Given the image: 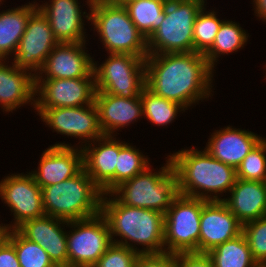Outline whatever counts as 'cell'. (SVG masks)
<instances>
[{"mask_svg":"<svg viewBox=\"0 0 266 267\" xmlns=\"http://www.w3.org/2000/svg\"><path fill=\"white\" fill-rule=\"evenodd\" d=\"M145 68L146 87L185 110L213 94L214 70L202 53L148 54Z\"/></svg>","mask_w":266,"mask_h":267,"instance_id":"obj_1","label":"cell"},{"mask_svg":"<svg viewBox=\"0 0 266 267\" xmlns=\"http://www.w3.org/2000/svg\"><path fill=\"white\" fill-rule=\"evenodd\" d=\"M100 213L107 220L112 243L126 246L139 254L165 253L164 214L161 212L125 205L109 193L102 196ZM113 236H119L120 240Z\"/></svg>","mask_w":266,"mask_h":267,"instance_id":"obj_2","label":"cell"},{"mask_svg":"<svg viewBox=\"0 0 266 267\" xmlns=\"http://www.w3.org/2000/svg\"><path fill=\"white\" fill-rule=\"evenodd\" d=\"M168 157L177 176L178 194L206 201H223L221 197L229 193L237 180L236 169L213 158L205 149L192 146Z\"/></svg>","mask_w":266,"mask_h":267,"instance_id":"obj_3","label":"cell"},{"mask_svg":"<svg viewBox=\"0 0 266 267\" xmlns=\"http://www.w3.org/2000/svg\"><path fill=\"white\" fill-rule=\"evenodd\" d=\"M90 22L107 53L147 57V40L116 0H87Z\"/></svg>","mask_w":266,"mask_h":267,"instance_id":"obj_4","label":"cell"},{"mask_svg":"<svg viewBox=\"0 0 266 267\" xmlns=\"http://www.w3.org/2000/svg\"><path fill=\"white\" fill-rule=\"evenodd\" d=\"M45 214L64 221L87 219L101 212L103 193L83 169L55 185L41 188Z\"/></svg>","mask_w":266,"mask_h":267,"instance_id":"obj_5","label":"cell"},{"mask_svg":"<svg viewBox=\"0 0 266 267\" xmlns=\"http://www.w3.org/2000/svg\"><path fill=\"white\" fill-rule=\"evenodd\" d=\"M166 159L167 163L157 171L149 166L123 182L112 193L125 205L165 214L178 195L177 176L170 158L167 156Z\"/></svg>","mask_w":266,"mask_h":267,"instance_id":"obj_6","label":"cell"},{"mask_svg":"<svg viewBox=\"0 0 266 267\" xmlns=\"http://www.w3.org/2000/svg\"><path fill=\"white\" fill-rule=\"evenodd\" d=\"M206 1H167L165 18L147 39L148 54L194 52V22Z\"/></svg>","mask_w":266,"mask_h":267,"instance_id":"obj_7","label":"cell"},{"mask_svg":"<svg viewBox=\"0 0 266 267\" xmlns=\"http://www.w3.org/2000/svg\"><path fill=\"white\" fill-rule=\"evenodd\" d=\"M107 55L108 58L99 65L94 61L96 93L138 97L146 87V57L119 53Z\"/></svg>","mask_w":266,"mask_h":267,"instance_id":"obj_8","label":"cell"},{"mask_svg":"<svg viewBox=\"0 0 266 267\" xmlns=\"http://www.w3.org/2000/svg\"><path fill=\"white\" fill-rule=\"evenodd\" d=\"M203 199L178 194L164 214L166 253H199Z\"/></svg>","mask_w":266,"mask_h":267,"instance_id":"obj_9","label":"cell"},{"mask_svg":"<svg viewBox=\"0 0 266 267\" xmlns=\"http://www.w3.org/2000/svg\"><path fill=\"white\" fill-rule=\"evenodd\" d=\"M67 226L68 267H93L112 244L107 220L99 213Z\"/></svg>","mask_w":266,"mask_h":267,"instance_id":"obj_10","label":"cell"},{"mask_svg":"<svg viewBox=\"0 0 266 267\" xmlns=\"http://www.w3.org/2000/svg\"><path fill=\"white\" fill-rule=\"evenodd\" d=\"M34 110L37 111L42 122L53 129V132L79 138L80 148L104 135L99 125L95 103L79 107L35 108Z\"/></svg>","mask_w":266,"mask_h":267,"instance_id":"obj_11","label":"cell"},{"mask_svg":"<svg viewBox=\"0 0 266 267\" xmlns=\"http://www.w3.org/2000/svg\"><path fill=\"white\" fill-rule=\"evenodd\" d=\"M26 173L8 174L0 181V199L8 205L14 216L13 223L5 224L9 230L16 229L26 220L46 215L41 187L30 171Z\"/></svg>","mask_w":266,"mask_h":267,"instance_id":"obj_12","label":"cell"},{"mask_svg":"<svg viewBox=\"0 0 266 267\" xmlns=\"http://www.w3.org/2000/svg\"><path fill=\"white\" fill-rule=\"evenodd\" d=\"M58 43L48 18L38 8L28 20L12 62L36 76Z\"/></svg>","mask_w":266,"mask_h":267,"instance_id":"obj_13","label":"cell"},{"mask_svg":"<svg viewBox=\"0 0 266 267\" xmlns=\"http://www.w3.org/2000/svg\"><path fill=\"white\" fill-rule=\"evenodd\" d=\"M95 93V78L35 79V108L87 106Z\"/></svg>","mask_w":266,"mask_h":267,"instance_id":"obj_14","label":"cell"},{"mask_svg":"<svg viewBox=\"0 0 266 267\" xmlns=\"http://www.w3.org/2000/svg\"><path fill=\"white\" fill-rule=\"evenodd\" d=\"M85 49L86 42L58 43L35 79L95 78L94 58Z\"/></svg>","mask_w":266,"mask_h":267,"instance_id":"obj_15","label":"cell"},{"mask_svg":"<svg viewBox=\"0 0 266 267\" xmlns=\"http://www.w3.org/2000/svg\"><path fill=\"white\" fill-rule=\"evenodd\" d=\"M73 146L60 142L43 151L38 170L30 172L39 187L55 185L84 169L82 149L78 145Z\"/></svg>","mask_w":266,"mask_h":267,"instance_id":"obj_16","label":"cell"},{"mask_svg":"<svg viewBox=\"0 0 266 267\" xmlns=\"http://www.w3.org/2000/svg\"><path fill=\"white\" fill-rule=\"evenodd\" d=\"M86 173L101 189L103 195L116 189V165L119 140L115 135H103L81 147Z\"/></svg>","mask_w":266,"mask_h":267,"instance_id":"obj_17","label":"cell"},{"mask_svg":"<svg viewBox=\"0 0 266 267\" xmlns=\"http://www.w3.org/2000/svg\"><path fill=\"white\" fill-rule=\"evenodd\" d=\"M243 224L232 214L223 201L203 200L200 216L199 253L232 240L242 234Z\"/></svg>","mask_w":266,"mask_h":267,"instance_id":"obj_18","label":"cell"},{"mask_svg":"<svg viewBox=\"0 0 266 267\" xmlns=\"http://www.w3.org/2000/svg\"><path fill=\"white\" fill-rule=\"evenodd\" d=\"M78 0H49L38 8L48 18L53 35L59 43L86 42L85 19L90 12H83ZM81 8V9H80ZM84 18V19H83Z\"/></svg>","mask_w":266,"mask_h":267,"instance_id":"obj_19","label":"cell"},{"mask_svg":"<svg viewBox=\"0 0 266 267\" xmlns=\"http://www.w3.org/2000/svg\"><path fill=\"white\" fill-rule=\"evenodd\" d=\"M67 225L68 221L44 215L24 221L16 230L41 246L57 267H68Z\"/></svg>","mask_w":266,"mask_h":267,"instance_id":"obj_20","label":"cell"},{"mask_svg":"<svg viewBox=\"0 0 266 267\" xmlns=\"http://www.w3.org/2000/svg\"><path fill=\"white\" fill-rule=\"evenodd\" d=\"M204 148L213 158L237 169L242 160L263 139L260 135L226 126L215 130Z\"/></svg>","mask_w":266,"mask_h":267,"instance_id":"obj_21","label":"cell"},{"mask_svg":"<svg viewBox=\"0 0 266 267\" xmlns=\"http://www.w3.org/2000/svg\"><path fill=\"white\" fill-rule=\"evenodd\" d=\"M99 125L104 135H117L116 131L143 118L141 94L124 98L108 93H95Z\"/></svg>","mask_w":266,"mask_h":267,"instance_id":"obj_22","label":"cell"},{"mask_svg":"<svg viewBox=\"0 0 266 267\" xmlns=\"http://www.w3.org/2000/svg\"><path fill=\"white\" fill-rule=\"evenodd\" d=\"M9 62L0 60L1 109L3 112L13 113L26 104L35 108V76L30 71L15 66L13 62L11 65Z\"/></svg>","mask_w":266,"mask_h":267,"instance_id":"obj_23","label":"cell"},{"mask_svg":"<svg viewBox=\"0 0 266 267\" xmlns=\"http://www.w3.org/2000/svg\"><path fill=\"white\" fill-rule=\"evenodd\" d=\"M229 194L223 202L242 224L266 216V182L237 178Z\"/></svg>","mask_w":266,"mask_h":267,"instance_id":"obj_24","label":"cell"},{"mask_svg":"<svg viewBox=\"0 0 266 267\" xmlns=\"http://www.w3.org/2000/svg\"><path fill=\"white\" fill-rule=\"evenodd\" d=\"M37 9V2L34 1L1 11L0 60H11L12 55L14 56L19 41L26 30L28 20Z\"/></svg>","mask_w":266,"mask_h":267,"instance_id":"obj_25","label":"cell"},{"mask_svg":"<svg viewBox=\"0 0 266 267\" xmlns=\"http://www.w3.org/2000/svg\"><path fill=\"white\" fill-rule=\"evenodd\" d=\"M249 34L232 20H223L212 46L204 53L210 67L215 71L221 55L235 53L247 44Z\"/></svg>","mask_w":266,"mask_h":267,"instance_id":"obj_26","label":"cell"},{"mask_svg":"<svg viewBox=\"0 0 266 267\" xmlns=\"http://www.w3.org/2000/svg\"><path fill=\"white\" fill-rule=\"evenodd\" d=\"M212 261L213 267H257L248 241L242 233L236 238L225 241L206 253Z\"/></svg>","mask_w":266,"mask_h":267,"instance_id":"obj_27","label":"cell"},{"mask_svg":"<svg viewBox=\"0 0 266 267\" xmlns=\"http://www.w3.org/2000/svg\"><path fill=\"white\" fill-rule=\"evenodd\" d=\"M167 1H133L123 6L126 8L138 31L146 38L160 26L165 18Z\"/></svg>","mask_w":266,"mask_h":267,"instance_id":"obj_28","label":"cell"},{"mask_svg":"<svg viewBox=\"0 0 266 267\" xmlns=\"http://www.w3.org/2000/svg\"><path fill=\"white\" fill-rule=\"evenodd\" d=\"M141 101L143 117L157 126H167L177 118L178 113L185 112L181 105L154 94L147 87L142 90Z\"/></svg>","mask_w":266,"mask_h":267,"instance_id":"obj_29","label":"cell"},{"mask_svg":"<svg viewBox=\"0 0 266 267\" xmlns=\"http://www.w3.org/2000/svg\"><path fill=\"white\" fill-rule=\"evenodd\" d=\"M6 239L15 247L21 267H57L41 246L23 237L16 229H10Z\"/></svg>","mask_w":266,"mask_h":267,"instance_id":"obj_30","label":"cell"},{"mask_svg":"<svg viewBox=\"0 0 266 267\" xmlns=\"http://www.w3.org/2000/svg\"><path fill=\"white\" fill-rule=\"evenodd\" d=\"M149 157L145 156L136 146L119 140V154L116 165V188L123 182L142 173L151 166Z\"/></svg>","mask_w":266,"mask_h":267,"instance_id":"obj_31","label":"cell"},{"mask_svg":"<svg viewBox=\"0 0 266 267\" xmlns=\"http://www.w3.org/2000/svg\"><path fill=\"white\" fill-rule=\"evenodd\" d=\"M214 10L206 11L205 6L199 11L193 27L194 52L204 54L213 44L223 20Z\"/></svg>","mask_w":266,"mask_h":267,"instance_id":"obj_32","label":"cell"},{"mask_svg":"<svg viewBox=\"0 0 266 267\" xmlns=\"http://www.w3.org/2000/svg\"><path fill=\"white\" fill-rule=\"evenodd\" d=\"M236 172L238 179L266 182V138L263 137L249 152Z\"/></svg>","mask_w":266,"mask_h":267,"instance_id":"obj_33","label":"cell"},{"mask_svg":"<svg viewBox=\"0 0 266 267\" xmlns=\"http://www.w3.org/2000/svg\"><path fill=\"white\" fill-rule=\"evenodd\" d=\"M242 233L248 241L254 261L266 266V216L243 224Z\"/></svg>","mask_w":266,"mask_h":267,"instance_id":"obj_34","label":"cell"},{"mask_svg":"<svg viewBox=\"0 0 266 267\" xmlns=\"http://www.w3.org/2000/svg\"><path fill=\"white\" fill-rule=\"evenodd\" d=\"M139 253L112 243L93 267H133Z\"/></svg>","mask_w":266,"mask_h":267,"instance_id":"obj_35","label":"cell"},{"mask_svg":"<svg viewBox=\"0 0 266 267\" xmlns=\"http://www.w3.org/2000/svg\"><path fill=\"white\" fill-rule=\"evenodd\" d=\"M133 267H178V253L139 254Z\"/></svg>","mask_w":266,"mask_h":267,"instance_id":"obj_36","label":"cell"},{"mask_svg":"<svg viewBox=\"0 0 266 267\" xmlns=\"http://www.w3.org/2000/svg\"><path fill=\"white\" fill-rule=\"evenodd\" d=\"M178 267H213L206 253H178Z\"/></svg>","mask_w":266,"mask_h":267,"instance_id":"obj_37","label":"cell"},{"mask_svg":"<svg viewBox=\"0 0 266 267\" xmlns=\"http://www.w3.org/2000/svg\"><path fill=\"white\" fill-rule=\"evenodd\" d=\"M0 267H21L15 247L7 239L0 245Z\"/></svg>","mask_w":266,"mask_h":267,"instance_id":"obj_38","label":"cell"},{"mask_svg":"<svg viewBox=\"0 0 266 267\" xmlns=\"http://www.w3.org/2000/svg\"><path fill=\"white\" fill-rule=\"evenodd\" d=\"M254 13L266 23V0H253Z\"/></svg>","mask_w":266,"mask_h":267,"instance_id":"obj_39","label":"cell"},{"mask_svg":"<svg viewBox=\"0 0 266 267\" xmlns=\"http://www.w3.org/2000/svg\"><path fill=\"white\" fill-rule=\"evenodd\" d=\"M9 229L6 227L5 224H0V245L1 243L7 238Z\"/></svg>","mask_w":266,"mask_h":267,"instance_id":"obj_40","label":"cell"},{"mask_svg":"<svg viewBox=\"0 0 266 267\" xmlns=\"http://www.w3.org/2000/svg\"><path fill=\"white\" fill-rule=\"evenodd\" d=\"M119 4L124 5L127 2L133 1H152V0H116ZM156 1H169V0H156Z\"/></svg>","mask_w":266,"mask_h":267,"instance_id":"obj_41","label":"cell"}]
</instances>
